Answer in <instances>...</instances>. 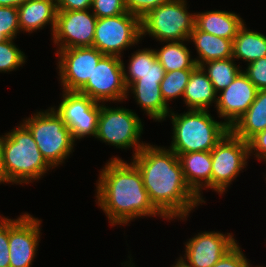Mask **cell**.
Returning <instances> with one entry per match:
<instances>
[{
    "instance_id": "6da1fadb",
    "label": "cell",
    "mask_w": 266,
    "mask_h": 267,
    "mask_svg": "<svg viewBox=\"0 0 266 267\" xmlns=\"http://www.w3.org/2000/svg\"><path fill=\"white\" fill-rule=\"evenodd\" d=\"M132 162L142 175L151 202L168 220H185L193 208L202 205L186 184L179 157L171 149L147 143Z\"/></svg>"
},
{
    "instance_id": "7a4b0ae2",
    "label": "cell",
    "mask_w": 266,
    "mask_h": 267,
    "mask_svg": "<svg viewBox=\"0 0 266 267\" xmlns=\"http://www.w3.org/2000/svg\"><path fill=\"white\" fill-rule=\"evenodd\" d=\"M96 200L109 223L126 225L133 219L160 216L168 220L151 202L136 165L113 157L106 163L96 183Z\"/></svg>"
},
{
    "instance_id": "3957f363",
    "label": "cell",
    "mask_w": 266,
    "mask_h": 267,
    "mask_svg": "<svg viewBox=\"0 0 266 267\" xmlns=\"http://www.w3.org/2000/svg\"><path fill=\"white\" fill-rule=\"evenodd\" d=\"M2 148L4 170L10 184H29L53 169L22 122L2 135Z\"/></svg>"
},
{
    "instance_id": "277c9868",
    "label": "cell",
    "mask_w": 266,
    "mask_h": 267,
    "mask_svg": "<svg viewBox=\"0 0 266 267\" xmlns=\"http://www.w3.org/2000/svg\"><path fill=\"white\" fill-rule=\"evenodd\" d=\"M172 123V141L169 149L180 154L211 151L230 131L223 121H216L209 110L189 109L178 114L169 113Z\"/></svg>"
},
{
    "instance_id": "5b68a950",
    "label": "cell",
    "mask_w": 266,
    "mask_h": 267,
    "mask_svg": "<svg viewBox=\"0 0 266 267\" xmlns=\"http://www.w3.org/2000/svg\"><path fill=\"white\" fill-rule=\"evenodd\" d=\"M45 160L54 168L74 149V139L62 118L51 107L23 120Z\"/></svg>"
},
{
    "instance_id": "8992f818",
    "label": "cell",
    "mask_w": 266,
    "mask_h": 267,
    "mask_svg": "<svg viewBox=\"0 0 266 267\" xmlns=\"http://www.w3.org/2000/svg\"><path fill=\"white\" fill-rule=\"evenodd\" d=\"M186 0H172L150 10L141 19V37L160 42L188 41L195 27V13H189Z\"/></svg>"
},
{
    "instance_id": "52a82bcc",
    "label": "cell",
    "mask_w": 266,
    "mask_h": 267,
    "mask_svg": "<svg viewBox=\"0 0 266 267\" xmlns=\"http://www.w3.org/2000/svg\"><path fill=\"white\" fill-rule=\"evenodd\" d=\"M143 126L131 109L113 108L101 103L95 138L121 150L134 147V157L147 144L139 141Z\"/></svg>"
},
{
    "instance_id": "ba28073f",
    "label": "cell",
    "mask_w": 266,
    "mask_h": 267,
    "mask_svg": "<svg viewBox=\"0 0 266 267\" xmlns=\"http://www.w3.org/2000/svg\"><path fill=\"white\" fill-rule=\"evenodd\" d=\"M248 142L229 131L211 150V190L222 195L247 165Z\"/></svg>"
},
{
    "instance_id": "9c48e42d",
    "label": "cell",
    "mask_w": 266,
    "mask_h": 267,
    "mask_svg": "<svg viewBox=\"0 0 266 267\" xmlns=\"http://www.w3.org/2000/svg\"><path fill=\"white\" fill-rule=\"evenodd\" d=\"M141 38V19L129 12L114 17L98 18L93 47L104 55L121 56Z\"/></svg>"
},
{
    "instance_id": "30bf717a",
    "label": "cell",
    "mask_w": 266,
    "mask_h": 267,
    "mask_svg": "<svg viewBox=\"0 0 266 267\" xmlns=\"http://www.w3.org/2000/svg\"><path fill=\"white\" fill-rule=\"evenodd\" d=\"M122 57L104 55L92 72L91 79L78 91L92 100L103 103L128 98L124 81Z\"/></svg>"
},
{
    "instance_id": "8fae6325",
    "label": "cell",
    "mask_w": 266,
    "mask_h": 267,
    "mask_svg": "<svg viewBox=\"0 0 266 267\" xmlns=\"http://www.w3.org/2000/svg\"><path fill=\"white\" fill-rule=\"evenodd\" d=\"M62 92L58 108H52L69 128L74 141L95 137L101 104L78 92Z\"/></svg>"
},
{
    "instance_id": "7c38bea8",
    "label": "cell",
    "mask_w": 266,
    "mask_h": 267,
    "mask_svg": "<svg viewBox=\"0 0 266 267\" xmlns=\"http://www.w3.org/2000/svg\"><path fill=\"white\" fill-rule=\"evenodd\" d=\"M97 20L91 9L57 10L52 37L53 43L58 46L57 50L93 46Z\"/></svg>"
},
{
    "instance_id": "4fadbf2b",
    "label": "cell",
    "mask_w": 266,
    "mask_h": 267,
    "mask_svg": "<svg viewBox=\"0 0 266 267\" xmlns=\"http://www.w3.org/2000/svg\"><path fill=\"white\" fill-rule=\"evenodd\" d=\"M57 68L63 91L78 92L89 79L104 56L95 47H78L57 50Z\"/></svg>"
},
{
    "instance_id": "5bb4252c",
    "label": "cell",
    "mask_w": 266,
    "mask_h": 267,
    "mask_svg": "<svg viewBox=\"0 0 266 267\" xmlns=\"http://www.w3.org/2000/svg\"><path fill=\"white\" fill-rule=\"evenodd\" d=\"M41 222L29 213L9 219L10 267H31L38 251Z\"/></svg>"
},
{
    "instance_id": "9a60e30c",
    "label": "cell",
    "mask_w": 266,
    "mask_h": 267,
    "mask_svg": "<svg viewBox=\"0 0 266 267\" xmlns=\"http://www.w3.org/2000/svg\"><path fill=\"white\" fill-rule=\"evenodd\" d=\"M233 237L215 231L198 233L185 243V255L180 258L191 267H212L237 243Z\"/></svg>"
},
{
    "instance_id": "2e32d148",
    "label": "cell",
    "mask_w": 266,
    "mask_h": 267,
    "mask_svg": "<svg viewBox=\"0 0 266 267\" xmlns=\"http://www.w3.org/2000/svg\"><path fill=\"white\" fill-rule=\"evenodd\" d=\"M258 89L241 71L234 81L217 94L216 110L218 117L224 119L231 128L236 121L249 109Z\"/></svg>"
},
{
    "instance_id": "e0dca14e",
    "label": "cell",
    "mask_w": 266,
    "mask_h": 267,
    "mask_svg": "<svg viewBox=\"0 0 266 267\" xmlns=\"http://www.w3.org/2000/svg\"><path fill=\"white\" fill-rule=\"evenodd\" d=\"M178 157L186 184L205 203L201 191L203 187L211 189V151L189 152Z\"/></svg>"
},
{
    "instance_id": "ac0fdd59",
    "label": "cell",
    "mask_w": 266,
    "mask_h": 267,
    "mask_svg": "<svg viewBox=\"0 0 266 267\" xmlns=\"http://www.w3.org/2000/svg\"><path fill=\"white\" fill-rule=\"evenodd\" d=\"M132 54L127 70L125 69V63H123L126 87L134 82L161 83L165 70L157 60L154 49H138Z\"/></svg>"
},
{
    "instance_id": "d6986e66",
    "label": "cell",
    "mask_w": 266,
    "mask_h": 267,
    "mask_svg": "<svg viewBox=\"0 0 266 267\" xmlns=\"http://www.w3.org/2000/svg\"><path fill=\"white\" fill-rule=\"evenodd\" d=\"M17 9L21 32L33 33L50 24L53 36L57 19L56 0H28Z\"/></svg>"
},
{
    "instance_id": "ffe728a7",
    "label": "cell",
    "mask_w": 266,
    "mask_h": 267,
    "mask_svg": "<svg viewBox=\"0 0 266 267\" xmlns=\"http://www.w3.org/2000/svg\"><path fill=\"white\" fill-rule=\"evenodd\" d=\"M238 15L223 10L195 13V27L200 31L233 41L238 30L245 23Z\"/></svg>"
},
{
    "instance_id": "44dd1931",
    "label": "cell",
    "mask_w": 266,
    "mask_h": 267,
    "mask_svg": "<svg viewBox=\"0 0 266 267\" xmlns=\"http://www.w3.org/2000/svg\"><path fill=\"white\" fill-rule=\"evenodd\" d=\"M129 90L147 116L156 122L166 120L171 110L162 97L160 83L134 82L127 87V93Z\"/></svg>"
},
{
    "instance_id": "7402d4cb",
    "label": "cell",
    "mask_w": 266,
    "mask_h": 267,
    "mask_svg": "<svg viewBox=\"0 0 266 267\" xmlns=\"http://www.w3.org/2000/svg\"><path fill=\"white\" fill-rule=\"evenodd\" d=\"M183 101L189 109L208 110L209 106L217 102V93L213 84L201 66H196L190 74L185 87Z\"/></svg>"
},
{
    "instance_id": "603a6c76",
    "label": "cell",
    "mask_w": 266,
    "mask_h": 267,
    "mask_svg": "<svg viewBox=\"0 0 266 267\" xmlns=\"http://www.w3.org/2000/svg\"><path fill=\"white\" fill-rule=\"evenodd\" d=\"M193 42L197 50V66L211 60L233 58V41L210 33L200 31L196 27L191 32L188 42Z\"/></svg>"
},
{
    "instance_id": "cb8c5ba5",
    "label": "cell",
    "mask_w": 266,
    "mask_h": 267,
    "mask_svg": "<svg viewBox=\"0 0 266 267\" xmlns=\"http://www.w3.org/2000/svg\"><path fill=\"white\" fill-rule=\"evenodd\" d=\"M266 129V89L258 90L249 109L236 121L230 131L238 138L248 141Z\"/></svg>"
},
{
    "instance_id": "d4e9b609",
    "label": "cell",
    "mask_w": 266,
    "mask_h": 267,
    "mask_svg": "<svg viewBox=\"0 0 266 267\" xmlns=\"http://www.w3.org/2000/svg\"><path fill=\"white\" fill-rule=\"evenodd\" d=\"M266 56V35L249 30L244 23L233 39V59L247 64Z\"/></svg>"
},
{
    "instance_id": "484cf974",
    "label": "cell",
    "mask_w": 266,
    "mask_h": 267,
    "mask_svg": "<svg viewBox=\"0 0 266 267\" xmlns=\"http://www.w3.org/2000/svg\"><path fill=\"white\" fill-rule=\"evenodd\" d=\"M161 49H154L157 60L165 72L178 70H193L197 64L191 57L189 48L184 41L166 42Z\"/></svg>"
},
{
    "instance_id": "4316f807",
    "label": "cell",
    "mask_w": 266,
    "mask_h": 267,
    "mask_svg": "<svg viewBox=\"0 0 266 267\" xmlns=\"http://www.w3.org/2000/svg\"><path fill=\"white\" fill-rule=\"evenodd\" d=\"M234 61L233 58H227L211 60L201 65L217 94L227 88L242 71L241 66L236 65Z\"/></svg>"
},
{
    "instance_id": "83f0119b",
    "label": "cell",
    "mask_w": 266,
    "mask_h": 267,
    "mask_svg": "<svg viewBox=\"0 0 266 267\" xmlns=\"http://www.w3.org/2000/svg\"><path fill=\"white\" fill-rule=\"evenodd\" d=\"M191 73L192 70L165 72L164 78L160 83V89L166 103L183 96Z\"/></svg>"
},
{
    "instance_id": "f1b7e54d",
    "label": "cell",
    "mask_w": 266,
    "mask_h": 267,
    "mask_svg": "<svg viewBox=\"0 0 266 267\" xmlns=\"http://www.w3.org/2000/svg\"><path fill=\"white\" fill-rule=\"evenodd\" d=\"M25 58V54L15 45L14 39L0 42V72L17 70L26 62Z\"/></svg>"
},
{
    "instance_id": "f546056e",
    "label": "cell",
    "mask_w": 266,
    "mask_h": 267,
    "mask_svg": "<svg viewBox=\"0 0 266 267\" xmlns=\"http://www.w3.org/2000/svg\"><path fill=\"white\" fill-rule=\"evenodd\" d=\"M20 31L17 7L0 6V33L7 39H15Z\"/></svg>"
},
{
    "instance_id": "4dcf8cb0",
    "label": "cell",
    "mask_w": 266,
    "mask_h": 267,
    "mask_svg": "<svg viewBox=\"0 0 266 267\" xmlns=\"http://www.w3.org/2000/svg\"><path fill=\"white\" fill-rule=\"evenodd\" d=\"M91 11L97 18L114 17L128 12L126 0H93Z\"/></svg>"
},
{
    "instance_id": "1f68e13d",
    "label": "cell",
    "mask_w": 266,
    "mask_h": 267,
    "mask_svg": "<svg viewBox=\"0 0 266 267\" xmlns=\"http://www.w3.org/2000/svg\"><path fill=\"white\" fill-rule=\"evenodd\" d=\"M242 71L258 90L266 89V56L247 64Z\"/></svg>"
},
{
    "instance_id": "d6a6232c",
    "label": "cell",
    "mask_w": 266,
    "mask_h": 267,
    "mask_svg": "<svg viewBox=\"0 0 266 267\" xmlns=\"http://www.w3.org/2000/svg\"><path fill=\"white\" fill-rule=\"evenodd\" d=\"M250 263L236 243L223 257L212 267H249Z\"/></svg>"
},
{
    "instance_id": "836d02e7",
    "label": "cell",
    "mask_w": 266,
    "mask_h": 267,
    "mask_svg": "<svg viewBox=\"0 0 266 267\" xmlns=\"http://www.w3.org/2000/svg\"><path fill=\"white\" fill-rule=\"evenodd\" d=\"M170 1L172 0H126V9L142 19L150 10Z\"/></svg>"
},
{
    "instance_id": "e575fe53",
    "label": "cell",
    "mask_w": 266,
    "mask_h": 267,
    "mask_svg": "<svg viewBox=\"0 0 266 267\" xmlns=\"http://www.w3.org/2000/svg\"><path fill=\"white\" fill-rule=\"evenodd\" d=\"M9 218L0 216V267H10Z\"/></svg>"
},
{
    "instance_id": "d590c367",
    "label": "cell",
    "mask_w": 266,
    "mask_h": 267,
    "mask_svg": "<svg viewBox=\"0 0 266 267\" xmlns=\"http://www.w3.org/2000/svg\"><path fill=\"white\" fill-rule=\"evenodd\" d=\"M247 142L249 155L254 154L258 160L266 162V129L255 134Z\"/></svg>"
},
{
    "instance_id": "8d00e7d4",
    "label": "cell",
    "mask_w": 266,
    "mask_h": 267,
    "mask_svg": "<svg viewBox=\"0 0 266 267\" xmlns=\"http://www.w3.org/2000/svg\"><path fill=\"white\" fill-rule=\"evenodd\" d=\"M57 10H87L91 9L93 0H56Z\"/></svg>"
},
{
    "instance_id": "74e56055",
    "label": "cell",
    "mask_w": 266,
    "mask_h": 267,
    "mask_svg": "<svg viewBox=\"0 0 266 267\" xmlns=\"http://www.w3.org/2000/svg\"><path fill=\"white\" fill-rule=\"evenodd\" d=\"M9 183L3 165V148H2V135L0 136V184Z\"/></svg>"
},
{
    "instance_id": "f35d334b",
    "label": "cell",
    "mask_w": 266,
    "mask_h": 267,
    "mask_svg": "<svg viewBox=\"0 0 266 267\" xmlns=\"http://www.w3.org/2000/svg\"><path fill=\"white\" fill-rule=\"evenodd\" d=\"M28 0H0V6L2 7H20Z\"/></svg>"
},
{
    "instance_id": "ab89813d",
    "label": "cell",
    "mask_w": 266,
    "mask_h": 267,
    "mask_svg": "<svg viewBox=\"0 0 266 267\" xmlns=\"http://www.w3.org/2000/svg\"><path fill=\"white\" fill-rule=\"evenodd\" d=\"M176 260H178L176 263H175V265L173 264V266L172 267H191L189 264H187L183 259H181L180 257H179V259H176Z\"/></svg>"
},
{
    "instance_id": "60d3db41",
    "label": "cell",
    "mask_w": 266,
    "mask_h": 267,
    "mask_svg": "<svg viewBox=\"0 0 266 267\" xmlns=\"http://www.w3.org/2000/svg\"><path fill=\"white\" fill-rule=\"evenodd\" d=\"M6 39H7V38H6L3 34L0 33V42L4 41V40H6Z\"/></svg>"
},
{
    "instance_id": "b9f144b4",
    "label": "cell",
    "mask_w": 266,
    "mask_h": 267,
    "mask_svg": "<svg viewBox=\"0 0 266 267\" xmlns=\"http://www.w3.org/2000/svg\"><path fill=\"white\" fill-rule=\"evenodd\" d=\"M130 262V263H129ZM132 261H131V259H130V261H127V263L126 264H128L127 266L128 267H135V266H133L134 264L133 263H131ZM132 264V265H131Z\"/></svg>"
}]
</instances>
